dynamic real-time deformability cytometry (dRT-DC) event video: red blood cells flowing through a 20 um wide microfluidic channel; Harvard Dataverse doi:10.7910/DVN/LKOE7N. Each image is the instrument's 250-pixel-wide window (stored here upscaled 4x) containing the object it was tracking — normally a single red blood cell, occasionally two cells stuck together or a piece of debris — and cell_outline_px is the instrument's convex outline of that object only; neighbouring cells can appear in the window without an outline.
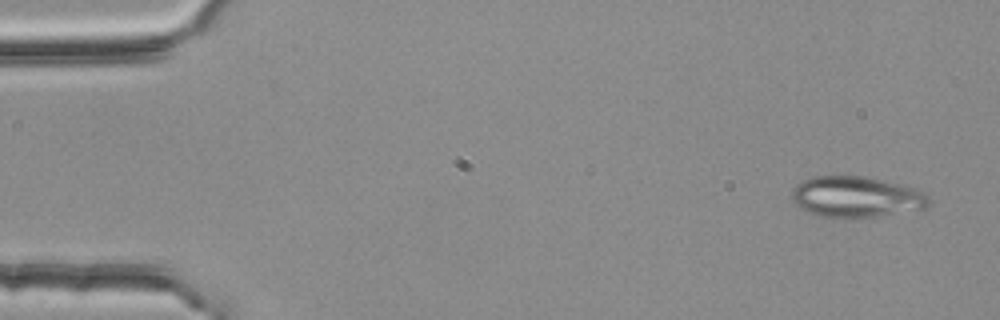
{"species": "common noctule bat (a hibernating species)", "species_latin": "Nyctalus noctula", "temperature_condition": "room temperature", "stored_images_in_passage": 3, "camera_frame_rate_fps": 3000, "um_per_image_px": 0.085, "animal": {"sex": "female", "body_mass_g": 25.1}, "frame": {"image": 1, "passage_image": 1, "time_ms": 0.0, "image_size_px": [1000, 320], "cell_outline_px": [[928, 204], [924, 208], [876, 216], [820, 216], [808, 212], [792, 204], [792, 192], [796, 184], [812, 176], [860, 176], [916, 188], [924, 192], [928, 196]], "centroid_in_image_um": [72.72, 16.72], "position_along_channel_um": 12.3, "area_um2": 31.96}}